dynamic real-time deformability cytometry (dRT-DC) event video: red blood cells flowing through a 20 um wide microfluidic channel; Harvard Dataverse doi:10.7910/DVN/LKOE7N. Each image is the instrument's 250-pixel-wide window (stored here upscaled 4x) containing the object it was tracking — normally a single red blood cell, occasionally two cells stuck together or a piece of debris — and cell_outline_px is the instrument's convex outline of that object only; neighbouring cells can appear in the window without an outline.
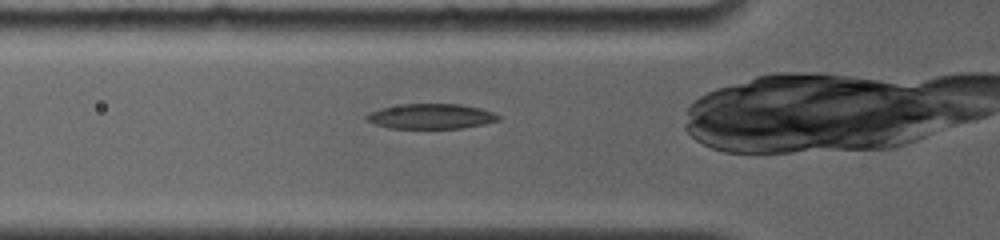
{"species": "common noctule bat (a hibernating species)", "species_latin": "Nyctalus noctula", "temperature_condition": "room temperature", "stored_images_in_passage": 28, "camera_frame_rate_fps": 4000, "um_per_image_px": 0.085, "animal": {"sex": "female", "body_mass_g": 19.0, "forearm_length_mm": 56.7}, "frame": {"image": 1, "passage_image": 2, "time_ms": 0.5, "image_size_px": [1000, 240], "cell_outline_px": [[500, 120], [484, 124], [460, 128], [388, 128], [376, 124], [368, 120], [364, 116], [368, 112], [380, 108], [404, 104], [460, 104], [480, 108], [492, 112], [500, 116]], "centroid_in_image_um": [36.63, 9.88], "position_along_channel_um": 89.2, "area_um2": 19.19}}
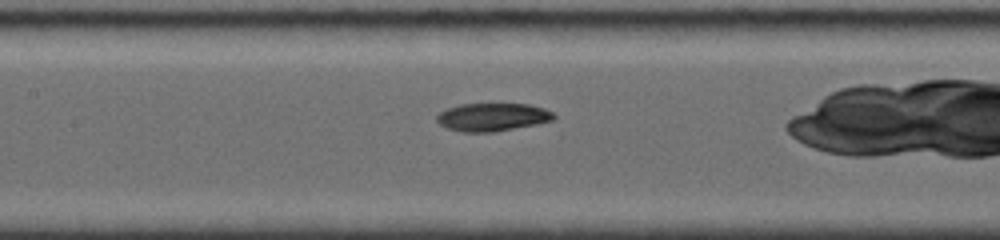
{"frame": {"image": 2, "passage_image": 13, "time_ms": 2.5, "image_size_px": [1000, 240], "cell_outline_px": [[556, 120], [496, 132], [460, 132], [448, 128], [440, 124], [436, 120], [436, 116], [440, 112], [448, 108], [460, 104], [528, 104], [544, 108], [552, 112], [556, 116]], "centroid_in_image_um": [41.88, 9.96], "position_along_channel_um": 165.5, "area_um2": 19.19}}
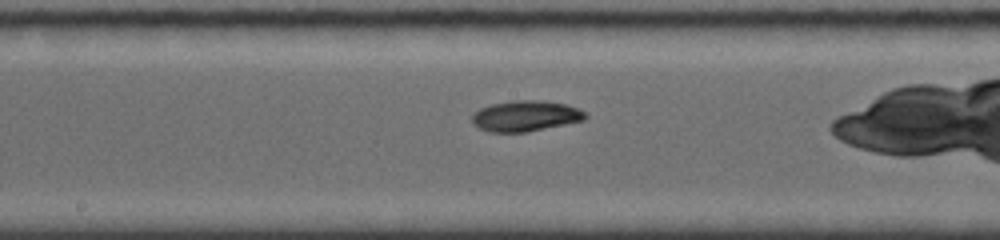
{"frame": {"image": 3, "passage_image": 18, "time_ms": 3.5, "image_size_px": [1000, 240], "cell_outline_px": [[588, 116], [584, 120], [528, 132], [488, 132], [472, 124], [472, 116], [480, 108], [492, 104], [512, 100], [540, 100], [564, 104], [576, 108], [584, 112]], "centroid_in_image_um": [44.65, 9.86], "position_along_channel_um": 203.6, "area_um2": 20.17}}